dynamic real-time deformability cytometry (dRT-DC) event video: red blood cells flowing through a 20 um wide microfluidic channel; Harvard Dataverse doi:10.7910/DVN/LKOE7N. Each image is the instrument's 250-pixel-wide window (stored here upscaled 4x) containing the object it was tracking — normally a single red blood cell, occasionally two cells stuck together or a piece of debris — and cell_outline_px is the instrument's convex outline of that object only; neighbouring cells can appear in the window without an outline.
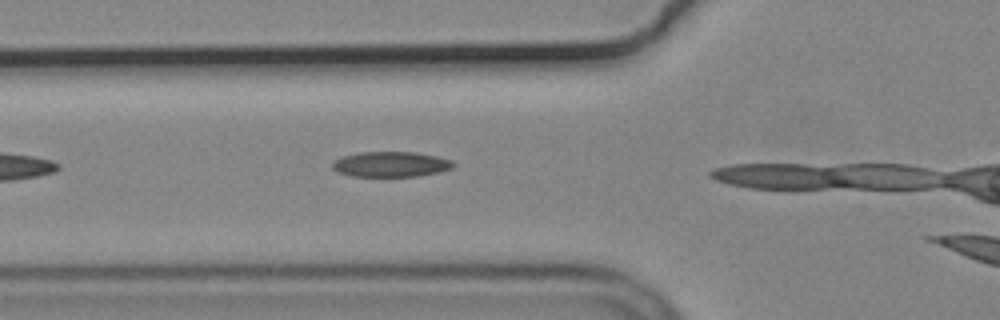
{"species": "common noctule bat (a hibernating species)", "species_latin": "Nyctalus noctula", "temperature_condition": "cold", "stored_images_in_passage": 8, "camera_frame_rate_fps": 3000, "um_per_image_px": 0.085, "animal": {"sex": "male", "body_mass_g": 19.2, "forearm_length_mm": 51.8}, "frame": {"image": 1, "passage_image": 5, "time_ms": 1.333, "image_size_px": [1000, 320], "cell_outline_px": [[456, 164], [452, 168], [440, 172], [420, 176], [352, 176], [336, 172], [332, 168], [332, 164], [336, 160], [344, 156], [360, 152], [416, 152], [436, 156], [452, 160]], "centroid_in_image_um": [33.25, 13.96], "position_along_channel_um": 92.5, "area_um2": 17.86}}